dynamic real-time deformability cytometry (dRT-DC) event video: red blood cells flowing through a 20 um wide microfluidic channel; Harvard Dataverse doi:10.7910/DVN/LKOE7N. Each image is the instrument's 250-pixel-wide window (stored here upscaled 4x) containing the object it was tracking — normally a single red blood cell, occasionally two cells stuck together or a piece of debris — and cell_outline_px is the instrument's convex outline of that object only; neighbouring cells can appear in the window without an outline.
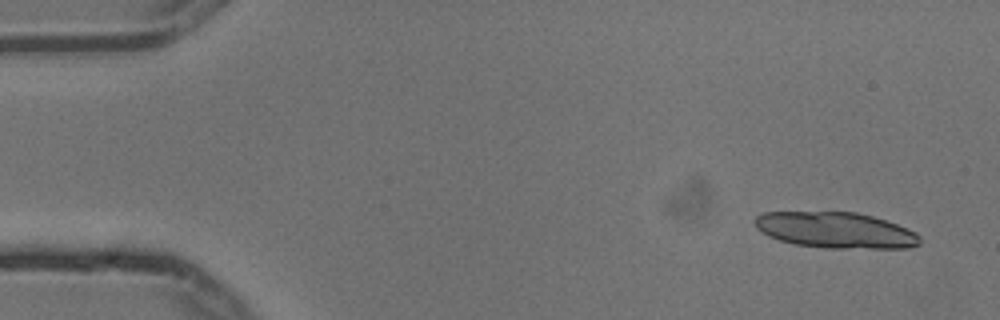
{"species": "common noctule bat (a hibernating species)", "species_latin": "Nyctalus noctula", "temperature_condition": "cold", "stored_images_in_passage": 5, "camera_frame_rate_fps": 3000, "um_per_image_px": 0.085, "animal": {"sex": "male", "body_mass_g": 13.3}, "frame": {"image": 1, "passage_image": 1, "time_ms": 0.0, "image_size_px": [1000, 320], "cell_outline_px": [[920, 244], [912, 248], [828, 248], [796, 244], [780, 240], [768, 236], [760, 232], [756, 228], [752, 220], [756, 216], [764, 212], [856, 212], [872, 216], [908, 228], [916, 232], [920, 236]], "centroid_in_image_um": [71.02, 19.56], "position_along_channel_um": 14.0, "area_um2": 34.74}}